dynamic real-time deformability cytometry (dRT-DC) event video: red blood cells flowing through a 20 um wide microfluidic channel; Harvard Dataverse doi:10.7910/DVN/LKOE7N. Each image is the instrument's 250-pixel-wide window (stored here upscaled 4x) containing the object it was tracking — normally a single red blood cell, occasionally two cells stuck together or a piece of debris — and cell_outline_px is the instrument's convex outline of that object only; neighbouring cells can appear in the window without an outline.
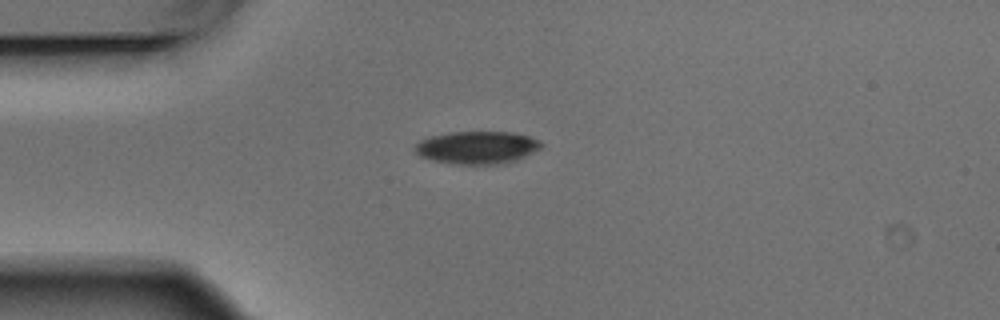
{"species": "Egyptian fruit bat (a non-hibernating species)", "species_latin": "Rousettus aegyptiacus", "temperature_condition": "warm", "stored_images_in_passage": 3, "camera_frame_rate_fps": 3000, "um_per_image_px": 0.085, "animal": {"sex": "male"}, "frame": {"image": 1, "passage_image": 1, "time_ms": 0.0, "image_size_px": [1000, 320], "cell_outline_px": [[544, 144], [540, 148], [516, 160], [500, 164], [456, 164], [432, 160], [420, 156], [412, 148], [420, 140], [432, 136], [452, 132], [512, 132], [528, 136], [540, 140]], "centroid_in_image_um": [40.54, 12.54], "position_along_channel_um": 44.5, "area_um2": 23.93}}
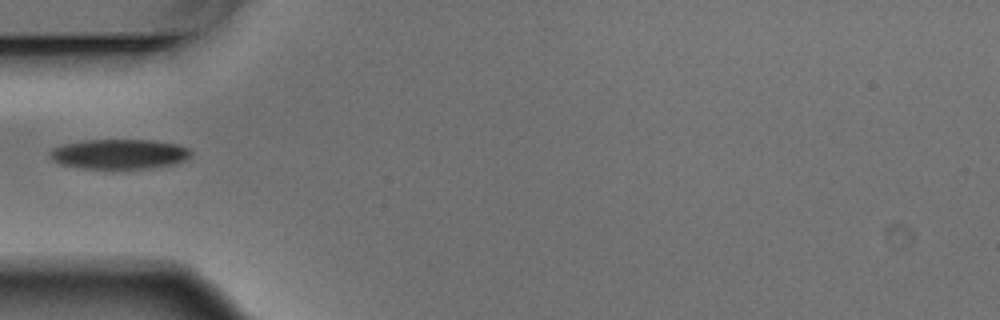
{"frame": {"image": 2, "passage_image": 2, "time_ms": 0.333, "image_size_px": [1000, 320], "cell_outline_px": [[192, 152], [184, 160], [176, 164], [156, 168], [80, 168], [60, 164], [52, 160], [48, 156], [48, 152], [52, 148], [64, 144], [84, 140], [152, 140], [176, 144], [188, 148]], "centroid_in_image_um": [10.11, 13.1], "position_along_channel_um": 74.9, "area_um2": 24.62}}
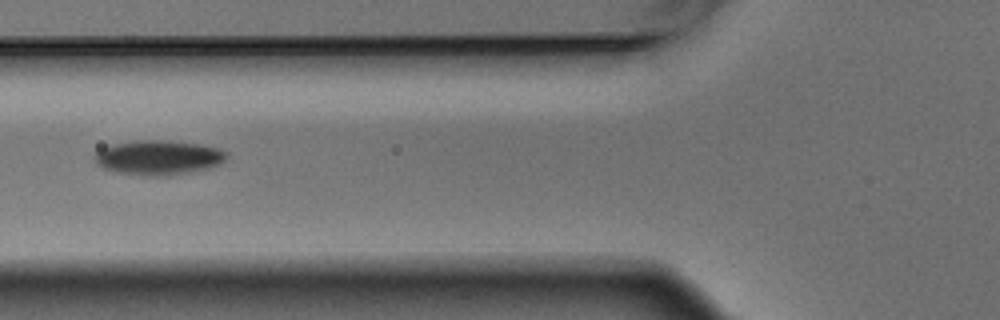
{"frame": {"image": 3, "passage_image": 3, "time_ms": 0.667, "image_size_px": [1000, 320], "cell_outline_px": [[228, 156], [220, 164], [208, 168], [188, 172], [164, 176], [144, 176], [116, 172], [104, 168], [96, 164], [96, 152], [100, 148], [112, 144], [136, 140], [160, 140], [200, 144], [216, 148], [228, 152]], "centroid_in_image_um": [13.45, 13.39], "position_along_channel_um": 112.3, "area_um2": 26.53}}